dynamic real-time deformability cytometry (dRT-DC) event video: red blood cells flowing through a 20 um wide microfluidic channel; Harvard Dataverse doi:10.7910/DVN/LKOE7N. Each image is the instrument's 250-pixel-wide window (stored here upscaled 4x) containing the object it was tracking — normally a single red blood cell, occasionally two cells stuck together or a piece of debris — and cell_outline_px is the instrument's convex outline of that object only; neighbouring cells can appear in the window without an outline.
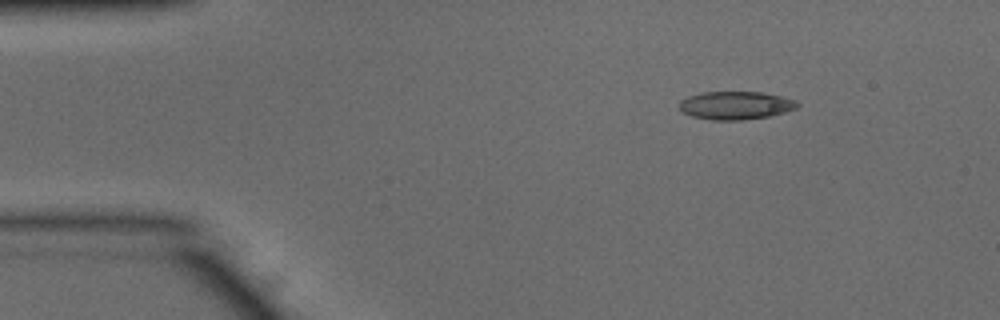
{"species": "common noctule bat (a hibernating species)", "species_latin": "Nyctalus noctula", "temperature_condition": "warm", "stored_images_in_passage": 45, "camera_frame_rate_fps": 3000, "um_per_image_px": 0.085, "animal": {"sex": "male", "body_mass_g": 15.6}, "frame": {"image": 1, "passage_image": 1, "time_ms": 0.0, "image_size_px": [1000, 320], "cell_outline_px": [[800, 104], [796, 108], [784, 112], [768, 116], [740, 120], [712, 120], [692, 116], [684, 112], [680, 108], [680, 100], [688, 96], [700, 92], [760, 92], [780, 96], [796, 100]], "centroid_in_image_um": [62.52, 8.95], "position_along_channel_um": 22.5, "area_um2": 19.19}}
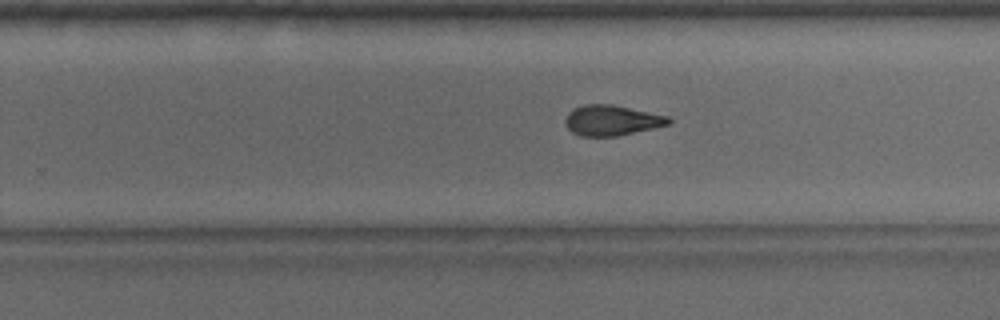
{"frame": {"image": 2, "passage_image": 26, "time_ms": 8.333, "image_size_px": [1000, 320], "cell_outline_px": [[672, 120], [668, 124], [652, 128], [616, 136], [580, 136], [572, 132], [564, 124], [564, 120], [568, 112], [572, 108], [584, 104], [612, 104], [668, 116]], "centroid_in_image_um": [51.93, 10.22], "position_along_channel_um": 277.9, "area_um2": 18.26}}
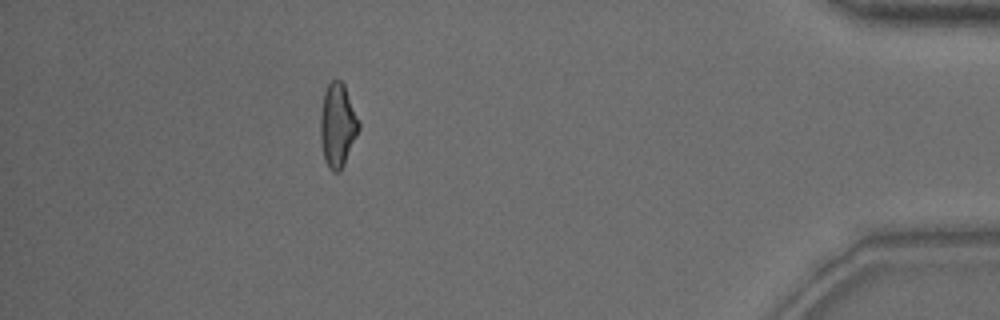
{"frame": {"image": 3, "passage_image": 40, "time_ms": 13.0, "image_size_px": [1000, 320], "cell_outline_px": [[360, 128], [344, 164], [340, 172], [332, 172], [328, 168], [324, 160], [320, 140], [320, 116], [324, 92], [328, 84], [332, 80], [340, 80], [344, 84], [360, 120]], "centroid_in_image_um": [28.69, 10.66], "position_along_channel_um": 406.5, "area_um2": 18.96}, "authors_computed_cell_mechanics": {"area_um2": 18.8428, "velocity_mm_per_s": 3.8913, "shape_relaxation_time_tau1_ms": 5.2616, "shape_relaxation_time_tau2_ms": 2.1714, "deformation_change_tau1": 0.1764, "deformation_change_tau2": 0.1059}}